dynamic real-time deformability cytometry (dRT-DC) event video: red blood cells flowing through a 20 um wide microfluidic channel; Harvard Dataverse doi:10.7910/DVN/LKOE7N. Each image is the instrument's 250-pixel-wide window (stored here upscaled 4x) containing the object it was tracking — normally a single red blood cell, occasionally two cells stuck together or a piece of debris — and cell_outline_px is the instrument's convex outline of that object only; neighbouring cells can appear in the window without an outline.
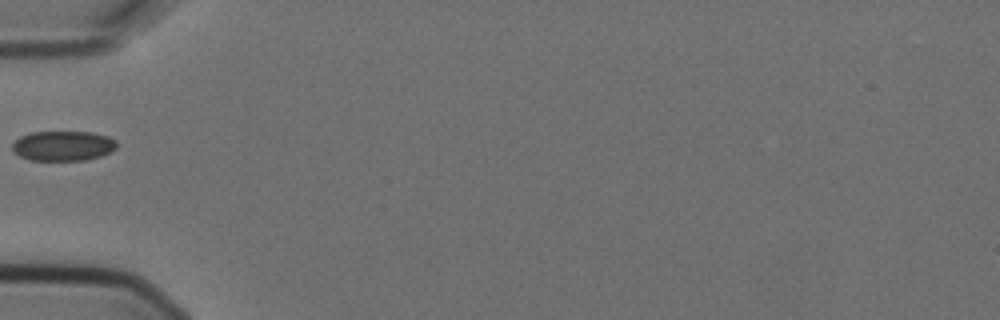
{"species": "Egyptian fruit bat (a non-hibernating species)", "species_latin": "Rousettus aegyptiacus", "temperature_condition": "cold", "stored_images_in_passage": 2, "camera_frame_rate_fps": 3000, "um_per_image_px": 0.085, "animal": {"sex": "female"}, "frame": {"image": 1, "passage_image": 1, "time_ms": 0.0, "image_size_px": [1000, 320], "cell_outline_px": [[116, 148], [100, 156], [84, 160], [28, 160], [12, 152], [12, 144], [20, 136], [32, 132], [92, 132], [108, 136], [116, 140]], "centroid_in_image_um": [5.33, 12.39], "position_along_channel_um": 79.7, "area_um2": 18.21}}
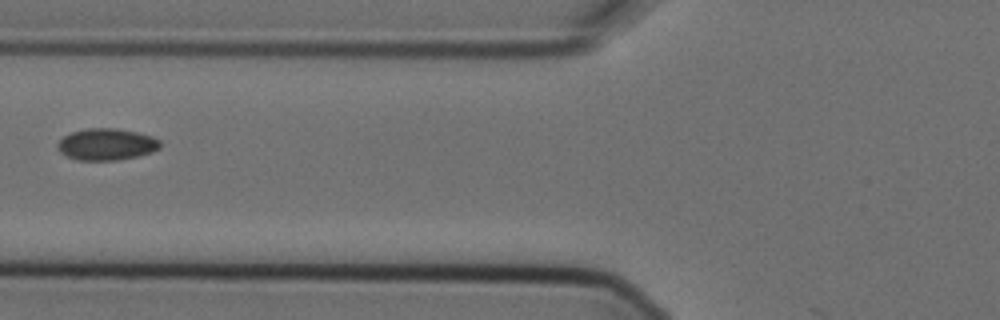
{"frame": {"image": 2, "passage_image": 2, "time_ms": 0.333, "image_size_px": [1000, 320], "cell_outline_px": [[160, 148], [152, 152], [136, 156], [116, 160], [76, 160], [64, 156], [56, 148], [56, 144], [64, 136], [72, 132], [84, 128], [116, 128], [136, 132], [152, 136], [160, 140]], "centroid_in_image_um": [9.02, 12.27], "position_along_channel_um": 116.8, "area_um2": 19.07}}